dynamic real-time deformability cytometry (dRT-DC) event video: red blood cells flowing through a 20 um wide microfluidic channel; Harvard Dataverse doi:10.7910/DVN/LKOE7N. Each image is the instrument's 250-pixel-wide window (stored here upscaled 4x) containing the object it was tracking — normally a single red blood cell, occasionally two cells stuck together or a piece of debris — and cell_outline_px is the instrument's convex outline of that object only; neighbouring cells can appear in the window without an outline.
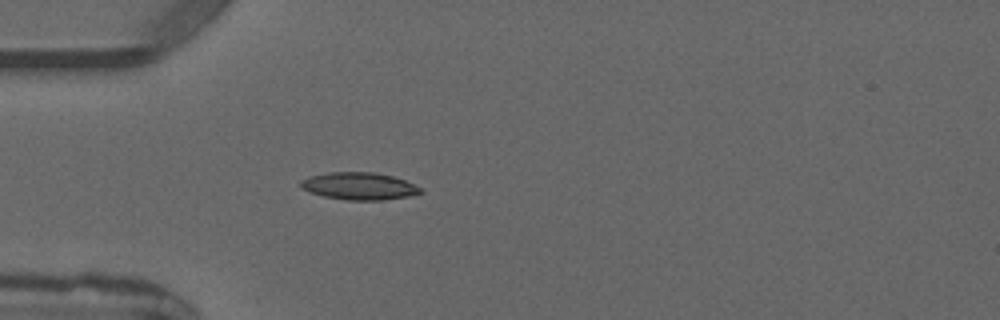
{"species": "common noctule bat (a hibernating species)", "species_latin": "Nyctalus noctula", "temperature_condition": "warm", "stored_images_in_passage": 4, "camera_frame_rate_fps": 3000, "um_per_image_px": 0.085, "animal": {"sex": "male", "forearm_length_mm": 52.5}, "frame": {"image": 1, "passage_image": 4, "time_ms": 3.667, "image_size_px": [1000, 320], "cell_outline_px": [[424, 192], [408, 196], [384, 200], [344, 200], [324, 196], [308, 192], [300, 188], [300, 180], [308, 176], [328, 172], [376, 172], [392, 176], [404, 180], [420, 188]], "centroid_in_image_um": [30.47, 15.81], "position_along_channel_um": 54.5, "area_um2": 19.19}}